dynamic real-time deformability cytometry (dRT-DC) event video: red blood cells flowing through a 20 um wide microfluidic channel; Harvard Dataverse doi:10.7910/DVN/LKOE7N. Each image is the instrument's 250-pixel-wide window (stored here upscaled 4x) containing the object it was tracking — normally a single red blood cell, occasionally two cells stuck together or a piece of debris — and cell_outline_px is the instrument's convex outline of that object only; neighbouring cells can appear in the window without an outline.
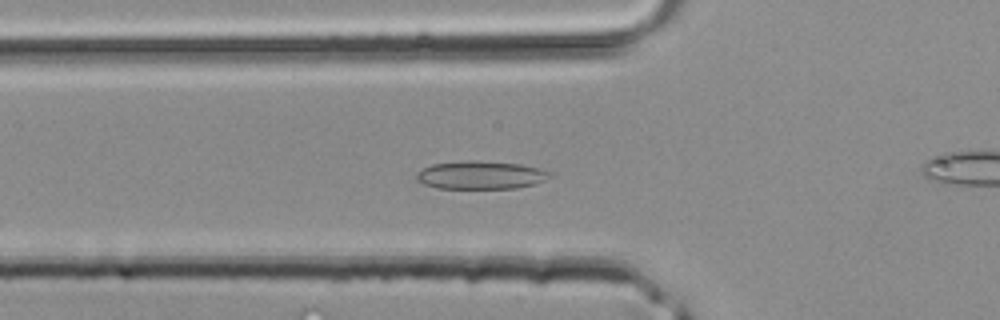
{"species": "common noctule bat (a hibernating species)", "species_latin": "Nyctalus noctula", "temperature_condition": "room temperature", "stored_images_in_passage": 33, "camera_frame_rate_fps": 3000, "um_per_image_px": 0.085, "animal": {"sex": "male", "body_mass_g": 20.4}, "frame": {"image": 1, "passage_image": 6, "time_ms": 1.667, "image_size_px": [1000, 320], "cell_outline_px": [[552, 176], [536, 184], [516, 188], [436, 188], [424, 184], [416, 180], [416, 172], [432, 164], [468, 160], [472, 160], [520, 164], [540, 168], [552, 172]], "centroid_in_image_um": [40.87, 14.88], "position_along_channel_um": 84.9, "area_um2": 21.91}}
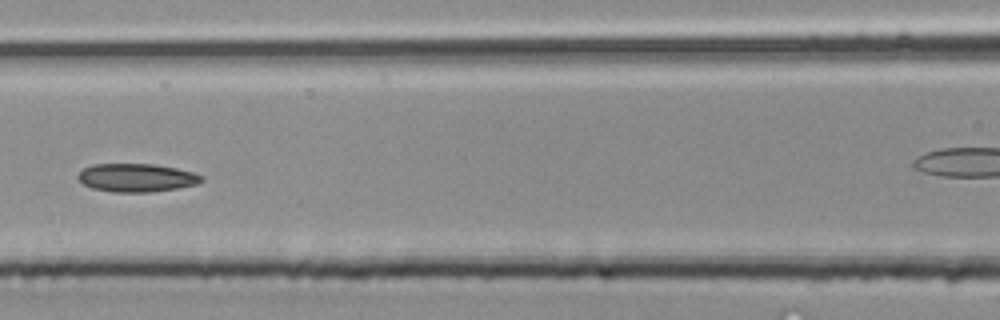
{"frame": {"image": 2, "passage_image": 10, "time_ms": 3.0, "image_size_px": [1000, 320], "cell_outline_px": [[204, 180], [196, 184], [176, 188], [152, 192], [112, 192], [92, 188], [84, 184], [76, 176], [84, 168], [92, 164], [152, 164], [176, 168], [192, 172], [204, 176]], "centroid_in_image_um": [11.6, 15.1], "position_along_channel_um": 155.0, "area_um2": 20.29}}
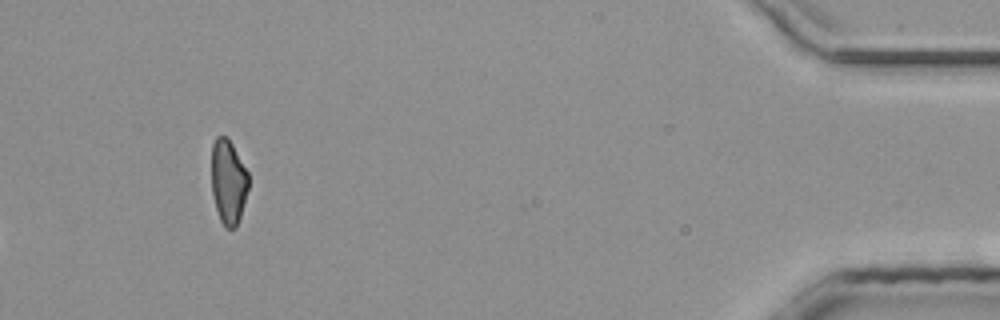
{"frame": {"image": 3, "passage_image": 33, "time_ms": 10.667, "image_size_px": [1000, 320], "cell_outline_px": [[248, 188], [240, 216], [236, 228], [224, 228], [220, 220], [216, 208], [212, 192], [212, 144], [216, 136], [228, 136], [248, 172]], "centroid_in_image_um": [19.4, 15.43], "position_along_channel_um": 415.8, "area_um2": 18.21}}